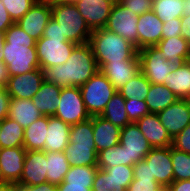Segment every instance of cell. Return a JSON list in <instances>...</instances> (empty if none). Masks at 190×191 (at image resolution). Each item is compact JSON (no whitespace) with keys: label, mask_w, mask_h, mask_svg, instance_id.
<instances>
[{"label":"cell","mask_w":190,"mask_h":191,"mask_svg":"<svg viewBox=\"0 0 190 191\" xmlns=\"http://www.w3.org/2000/svg\"><path fill=\"white\" fill-rule=\"evenodd\" d=\"M99 71L89 43L77 45L64 64L44 70L45 80L60 88L80 87Z\"/></svg>","instance_id":"obj_1"},{"label":"cell","mask_w":190,"mask_h":191,"mask_svg":"<svg viewBox=\"0 0 190 191\" xmlns=\"http://www.w3.org/2000/svg\"><path fill=\"white\" fill-rule=\"evenodd\" d=\"M2 60L10 76L26 74L40 68L37 58L36 40L16 23L5 32Z\"/></svg>","instance_id":"obj_2"},{"label":"cell","mask_w":190,"mask_h":191,"mask_svg":"<svg viewBox=\"0 0 190 191\" xmlns=\"http://www.w3.org/2000/svg\"><path fill=\"white\" fill-rule=\"evenodd\" d=\"M89 44L98 68L108 62L130 60L138 53L135 45L106 28L92 30Z\"/></svg>","instance_id":"obj_3"},{"label":"cell","mask_w":190,"mask_h":191,"mask_svg":"<svg viewBox=\"0 0 190 191\" xmlns=\"http://www.w3.org/2000/svg\"><path fill=\"white\" fill-rule=\"evenodd\" d=\"M51 12L68 41L76 45L89 43L92 30L75 4H51Z\"/></svg>","instance_id":"obj_4"},{"label":"cell","mask_w":190,"mask_h":191,"mask_svg":"<svg viewBox=\"0 0 190 191\" xmlns=\"http://www.w3.org/2000/svg\"><path fill=\"white\" fill-rule=\"evenodd\" d=\"M85 108L91 117L100 116L117 90L99 70L90 80L79 87Z\"/></svg>","instance_id":"obj_5"},{"label":"cell","mask_w":190,"mask_h":191,"mask_svg":"<svg viewBox=\"0 0 190 191\" xmlns=\"http://www.w3.org/2000/svg\"><path fill=\"white\" fill-rule=\"evenodd\" d=\"M77 45L62 38H40L36 41L37 58L40 68H47L64 64Z\"/></svg>","instance_id":"obj_6"},{"label":"cell","mask_w":190,"mask_h":191,"mask_svg":"<svg viewBox=\"0 0 190 191\" xmlns=\"http://www.w3.org/2000/svg\"><path fill=\"white\" fill-rule=\"evenodd\" d=\"M59 97L60 103L57 106L55 117L69 125L77 124L91 118L85 108L79 87L62 88Z\"/></svg>","instance_id":"obj_7"},{"label":"cell","mask_w":190,"mask_h":191,"mask_svg":"<svg viewBox=\"0 0 190 191\" xmlns=\"http://www.w3.org/2000/svg\"><path fill=\"white\" fill-rule=\"evenodd\" d=\"M138 15L126 8L121 2H114L104 28L122 36L135 45L138 50Z\"/></svg>","instance_id":"obj_8"},{"label":"cell","mask_w":190,"mask_h":191,"mask_svg":"<svg viewBox=\"0 0 190 191\" xmlns=\"http://www.w3.org/2000/svg\"><path fill=\"white\" fill-rule=\"evenodd\" d=\"M140 71L152 84H164L167 75L174 71L175 66L163 58L156 46H148L138 50Z\"/></svg>","instance_id":"obj_9"},{"label":"cell","mask_w":190,"mask_h":191,"mask_svg":"<svg viewBox=\"0 0 190 191\" xmlns=\"http://www.w3.org/2000/svg\"><path fill=\"white\" fill-rule=\"evenodd\" d=\"M51 18V3L48 0H38L16 24L38 41L43 37L44 30Z\"/></svg>","instance_id":"obj_10"},{"label":"cell","mask_w":190,"mask_h":191,"mask_svg":"<svg viewBox=\"0 0 190 191\" xmlns=\"http://www.w3.org/2000/svg\"><path fill=\"white\" fill-rule=\"evenodd\" d=\"M144 160L149 164L150 175L163 188H167L174 181L171 146L152 148Z\"/></svg>","instance_id":"obj_11"},{"label":"cell","mask_w":190,"mask_h":191,"mask_svg":"<svg viewBox=\"0 0 190 191\" xmlns=\"http://www.w3.org/2000/svg\"><path fill=\"white\" fill-rule=\"evenodd\" d=\"M119 143L125 147L127 161H131V166L143 160L152 149L136 123L121 129Z\"/></svg>","instance_id":"obj_12"},{"label":"cell","mask_w":190,"mask_h":191,"mask_svg":"<svg viewBox=\"0 0 190 191\" xmlns=\"http://www.w3.org/2000/svg\"><path fill=\"white\" fill-rule=\"evenodd\" d=\"M44 80V71L41 68H36L26 74L10 76L5 89L10 97L32 99Z\"/></svg>","instance_id":"obj_13"},{"label":"cell","mask_w":190,"mask_h":191,"mask_svg":"<svg viewBox=\"0 0 190 191\" xmlns=\"http://www.w3.org/2000/svg\"><path fill=\"white\" fill-rule=\"evenodd\" d=\"M157 116L173 139L190 124V103L188 99H178L175 103L157 113Z\"/></svg>","instance_id":"obj_14"},{"label":"cell","mask_w":190,"mask_h":191,"mask_svg":"<svg viewBox=\"0 0 190 191\" xmlns=\"http://www.w3.org/2000/svg\"><path fill=\"white\" fill-rule=\"evenodd\" d=\"M26 152L23 146L0 148V172L5 184L15 186L20 182Z\"/></svg>","instance_id":"obj_15"},{"label":"cell","mask_w":190,"mask_h":191,"mask_svg":"<svg viewBox=\"0 0 190 191\" xmlns=\"http://www.w3.org/2000/svg\"><path fill=\"white\" fill-rule=\"evenodd\" d=\"M99 70L118 91L140 72L139 55L137 53L132 59L126 61L108 62L102 65Z\"/></svg>","instance_id":"obj_16"},{"label":"cell","mask_w":190,"mask_h":191,"mask_svg":"<svg viewBox=\"0 0 190 191\" xmlns=\"http://www.w3.org/2000/svg\"><path fill=\"white\" fill-rule=\"evenodd\" d=\"M46 151L27 150L20 182L17 185H39L47 182Z\"/></svg>","instance_id":"obj_17"},{"label":"cell","mask_w":190,"mask_h":191,"mask_svg":"<svg viewBox=\"0 0 190 191\" xmlns=\"http://www.w3.org/2000/svg\"><path fill=\"white\" fill-rule=\"evenodd\" d=\"M114 0H82L76 4L79 13L91 30L104 28Z\"/></svg>","instance_id":"obj_18"},{"label":"cell","mask_w":190,"mask_h":191,"mask_svg":"<svg viewBox=\"0 0 190 191\" xmlns=\"http://www.w3.org/2000/svg\"><path fill=\"white\" fill-rule=\"evenodd\" d=\"M135 123L152 148L172 146V138L159 121L157 114L149 113Z\"/></svg>","instance_id":"obj_19"},{"label":"cell","mask_w":190,"mask_h":191,"mask_svg":"<svg viewBox=\"0 0 190 191\" xmlns=\"http://www.w3.org/2000/svg\"><path fill=\"white\" fill-rule=\"evenodd\" d=\"M163 22L153 11L138 16V50L156 46L162 39Z\"/></svg>","instance_id":"obj_20"},{"label":"cell","mask_w":190,"mask_h":191,"mask_svg":"<svg viewBox=\"0 0 190 191\" xmlns=\"http://www.w3.org/2000/svg\"><path fill=\"white\" fill-rule=\"evenodd\" d=\"M71 125L55 116H48L44 151L65 152L69 143Z\"/></svg>","instance_id":"obj_21"},{"label":"cell","mask_w":190,"mask_h":191,"mask_svg":"<svg viewBox=\"0 0 190 191\" xmlns=\"http://www.w3.org/2000/svg\"><path fill=\"white\" fill-rule=\"evenodd\" d=\"M121 128L101 116H93V138L97 152L119 144Z\"/></svg>","instance_id":"obj_22"},{"label":"cell","mask_w":190,"mask_h":191,"mask_svg":"<svg viewBox=\"0 0 190 191\" xmlns=\"http://www.w3.org/2000/svg\"><path fill=\"white\" fill-rule=\"evenodd\" d=\"M156 47L163 58L175 67L190 60V44L182 36L161 39Z\"/></svg>","instance_id":"obj_23"},{"label":"cell","mask_w":190,"mask_h":191,"mask_svg":"<svg viewBox=\"0 0 190 191\" xmlns=\"http://www.w3.org/2000/svg\"><path fill=\"white\" fill-rule=\"evenodd\" d=\"M61 90L62 88L54 83L44 80L31 100L43 116H54L60 103Z\"/></svg>","instance_id":"obj_24"},{"label":"cell","mask_w":190,"mask_h":191,"mask_svg":"<svg viewBox=\"0 0 190 191\" xmlns=\"http://www.w3.org/2000/svg\"><path fill=\"white\" fill-rule=\"evenodd\" d=\"M43 116L31 99H18L10 97L8 116L15 120L24 129L35 120Z\"/></svg>","instance_id":"obj_25"},{"label":"cell","mask_w":190,"mask_h":191,"mask_svg":"<svg viewBox=\"0 0 190 191\" xmlns=\"http://www.w3.org/2000/svg\"><path fill=\"white\" fill-rule=\"evenodd\" d=\"M164 85L172 91L179 99L190 97V60L184 61L169 73Z\"/></svg>","instance_id":"obj_26"},{"label":"cell","mask_w":190,"mask_h":191,"mask_svg":"<svg viewBox=\"0 0 190 191\" xmlns=\"http://www.w3.org/2000/svg\"><path fill=\"white\" fill-rule=\"evenodd\" d=\"M65 154L70 166H97L95 144L68 143Z\"/></svg>","instance_id":"obj_27"},{"label":"cell","mask_w":190,"mask_h":191,"mask_svg":"<svg viewBox=\"0 0 190 191\" xmlns=\"http://www.w3.org/2000/svg\"><path fill=\"white\" fill-rule=\"evenodd\" d=\"M179 98L164 84H152L149 88L145 102L150 113H159Z\"/></svg>","instance_id":"obj_28"},{"label":"cell","mask_w":190,"mask_h":191,"mask_svg":"<svg viewBox=\"0 0 190 191\" xmlns=\"http://www.w3.org/2000/svg\"><path fill=\"white\" fill-rule=\"evenodd\" d=\"M48 116H41L24 129L23 147L29 151H44Z\"/></svg>","instance_id":"obj_29"},{"label":"cell","mask_w":190,"mask_h":191,"mask_svg":"<svg viewBox=\"0 0 190 191\" xmlns=\"http://www.w3.org/2000/svg\"><path fill=\"white\" fill-rule=\"evenodd\" d=\"M46 161L47 182L55 185L61 184L70 168L65 152L46 151Z\"/></svg>","instance_id":"obj_30"},{"label":"cell","mask_w":190,"mask_h":191,"mask_svg":"<svg viewBox=\"0 0 190 191\" xmlns=\"http://www.w3.org/2000/svg\"><path fill=\"white\" fill-rule=\"evenodd\" d=\"M100 116L121 129L131 123L126 112L125 98L118 91L107 103Z\"/></svg>","instance_id":"obj_31"},{"label":"cell","mask_w":190,"mask_h":191,"mask_svg":"<svg viewBox=\"0 0 190 191\" xmlns=\"http://www.w3.org/2000/svg\"><path fill=\"white\" fill-rule=\"evenodd\" d=\"M24 128L15 120L6 117L1 121L0 148L23 146Z\"/></svg>","instance_id":"obj_32"},{"label":"cell","mask_w":190,"mask_h":191,"mask_svg":"<svg viewBox=\"0 0 190 191\" xmlns=\"http://www.w3.org/2000/svg\"><path fill=\"white\" fill-rule=\"evenodd\" d=\"M120 164L131 165V161H127L125 147L120 143L97 154V166L100 169H107Z\"/></svg>","instance_id":"obj_33"},{"label":"cell","mask_w":190,"mask_h":191,"mask_svg":"<svg viewBox=\"0 0 190 191\" xmlns=\"http://www.w3.org/2000/svg\"><path fill=\"white\" fill-rule=\"evenodd\" d=\"M183 0H153V12L163 22L183 16Z\"/></svg>","instance_id":"obj_34"},{"label":"cell","mask_w":190,"mask_h":191,"mask_svg":"<svg viewBox=\"0 0 190 191\" xmlns=\"http://www.w3.org/2000/svg\"><path fill=\"white\" fill-rule=\"evenodd\" d=\"M151 83L140 71L133 79L129 80L118 92L125 99H136L138 98L145 100Z\"/></svg>","instance_id":"obj_35"},{"label":"cell","mask_w":190,"mask_h":191,"mask_svg":"<svg viewBox=\"0 0 190 191\" xmlns=\"http://www.w3.org/2000/svg\"><path fill=\"white\" fill-rule=\"evenodd\" d=\"M132 181H119L103 169L98 168L92 191H126Z\"/></svg>","instance_id":"obj_36"},{"label":"cell","mask_w":190,"mask_h":191,"mask_svg":"<svg viewBox=\"0 0 190 191\" xmlns=\"http://www.w3.org/2000/svg\"><path fill=\"white\" fill-rule=\"evenodd\" d=\"M98 166H70L61 184H93Z\"/></svg>","instance_id":"obj_37"},{"label":"cell","mask_w":190,"mask_h":191,"mask_svg":"<svg viewBox=\"0 0 190 191\" xmlns=\"http://www.w3.org/2000/svg\"><path fill=\"white\" fill-rule=\"evenodd\" d=\"M69 143L95 144L93 138V117L71 125Z\"/></svg>","instance_id":"obj_38"},{"label":"cell","mask_w":190,"mask_h":191,"mask_svg":"<svg viewBox=\"0 0 190 191\" xmlns=\"http://www.w3.org/2000/svg\"><path fill=\"white\" fill-rule=\"evenodd\" d=\"M174 181L190 180V154L171 146Z\"/></svg>","instance_id":"obj_39"},{"label":"cell","mask_w":190,"mask_h":191,"mask_svg":"<svg viewBox=\"0 0 190 191\" xmlns=\"http://www.w3.org/2000/svg\"><path fill=\"white\" fill-rule=\"evenodd\" d=\"M11 19L17 23L38 0H1Z\"/></svg>","instance_id":"obj_40"},{"label":"cell","mask_w":190,"mask_h":191,"mask_svg":"<svg viewBox=\"0 0 190 191\" xmlns=\"http://www.w3.org/2000/svg\"><path fill=\"white\" fill-rule=\"evenodd\" d=\"M125 106L131 123L137 122L140 118L150 113L148 106L143 99H125Z\"/></svg>","instance_id":"obj_41"},{"label":"cell","mask_w":190,"mask_h":191,"mask_svg":"<svg viewBox=\"0 0 190 191\" xmlns=\"http://www.w3.org/2000/svg\"><path fill=\"white\" fill-rule=\"evenodd\" d=\"M107 174H111L119 181H133L134 172L131 165H116L107 169H103Z\"/></svg>","instance_id":"obj_42"},{"label":"cell","mask_w":190,"mask_h":191,"mask_svg":"<svg viewBox=\"0 0 190 191\" xmlns=\"http://www.w3.org/2000/svg\"><path fill=\"white\" fill-rule=\"evenodd\" d=\"M121 3L138 16L153 11V0H123Z\"/></svg>","instance_id":"obj_43"},{"label":"cell","mask_w":190,"mask_h":191,"mask_svg":"<svg viewBox=\"0 0 190 191\" xmlns=\"http://www.w3.org/2000/svg\"><path fill=\"white\" fill-rule=\"evenodd\" d=\"M164 188L151 179L133 180L126 191H162Z\"/></svg>","instance_id":"obj_44"},{"label":"cell","mask_w":190,"mask_h":191,"mask_svg":"<svg viewBox=\"0 0 190 191\" xmlns=\"http://www.w3.org/2000/svg\"><path fill=\"white\" fill-rule=\"evenodd\" d=\"M172 147L190 154V124L172 139Z\"/></svg>","instance_id":"obj_45"},{"label":"cell","mask_w":190,"mask_h":191,"mask_svg":"<svg viewBox=\"0 0 190 191\" xmlns=\"http://www.w3.org/2000/svg\"><path fill=\"white\" fill-rule=\"evenodd\" d=\"M162 39L181 36V18L163 23Z\"/></svg>","instance_id":"obj_46"},{"label":"cell","mask_w":190,"mask_h":191,"mask_svg":"<svg viewBox=\"0 0 190 191\" xmlns=\"http://www.w3.org/2000/svg\"><path fill=\"white\" fill-rule=\"evenodd\" d=\"M133 172H134V180H141V179L155 180V178L150 175L149 164L144 159L133 165Z\"/></svg>","instance_id":"obj_47"},{"label":"cell","mask_w":190,"mask_h":191,"mask_svg":"<svg viewBox=\"0 0 190 191\" xmlns=\"http://www.w3.org/2000/svg\"><path fill=\"white\" fill-rule=\"evenodd\" d=\"M12 191H57V185L45 182L39 185H15Z\"/></svg>","instance_id":"obj_48"},{"label":"cell","mask_w":190,"mask_h":191,"mask_svg":"<svg viewBox=\"0 0 190 191\" xmlns=\"http://www.w3.org/2000/svg\"><path fill=\"white\" fill-rule=\"evenodd\" d=\"M43 37L67 39L65 36H63L62 31L60 30V26L53 18H51L50 21L47 23V26L43 33Z\"/></svg>","instance_id":"obj_49"},{"label":"cell","mask_w":190,"mask_h":191,"mask_svg":"<svg viewBox=\"0 0 190 191\" xmlns=\"http://www.w3.org/2000/svg\"><path fill=\"white\" fill-rule=\"evenodd\" d=\"M10 95L5 88H0V122L8 116Z\"/></svg>","instance_id":"obj_50"},{"label":"cell","mask_w":190,"mask_h":191,"mask_svg":"<svg viewBox=\"0 0 190 191\" xmlns=\"http://www.w3.org/2000/svg\"><path fill=\"white\" fill-rule=\"evenodd\" d=\"M14 22L11 19L4 3L0 0V31L6 32Z\"/></svg>","instance_id":"obj_51"},{"label":"cell","mask_w":190,"mask_h":191,"mask_svg":"<svg viewBox=\"0 0 190 191\" xmlns=\"http://www.w3.org/2000/svg\"><path fill=\"white\" fill-rule=\"evenodd\" d=\"M93 184H58L57 191H92Z\"/></svg>","instance_id":"obj_52"},{"label":"cell","mask_w":190,"mask_h":191,"mask_svg":"<svg viewBox=\"0 0 190 191\" xmlns=\"http://www.w3.org/2000/svg\"><path fill=\"white\" fill-rule=\"evenodd\" d=\"M181 36L190 44V15L181 17Z\"/></svg>","instance_id":"obj_53"},{"label":"cell","mask_w":190,"mask_h":191,"mask_svg":"<svg viewBox=\"0 0 190 191\" xmlns=\"http://www.w3.org/2000/svg\"><path fill=\"white\" fill-rule=\"evenodd\" d=\"M167 191H190V180L173 181Z\"/></svg>","instance_id":"obj_54"},{"label":"cell","mask_w":190,"mask_h":191,"mask_svg":"<svg viewBox=\"0 0 190 191\" xmlns=\"http://www.w3.org/2000/svg\"><path fill=\"white\" fill-rule=\"evenodd\" d=\"M10 78L7 66L0 62V88H5L7 86L8 80Z\"/></svg>","instance_id":"obj_55"},{"label":"cell","mask_w":190,"mask_h":191,"mask_svg":"<svg viewBox=\"0 0 190 191\" xmlns=\"http://www.w3.org/2000/svg\"><path fill=\"white\" fill-rule=\"evenodd\" d=\"M51 4H77L82 0H48Z\"/></svg>","instance_id":"obj_56"},{"label":"cell","mask_w":190,"mask_h":191,"mask_svg":"<svg viewBox=\"0 0 190 191\" xmlns=\"http://www.w3.org/2000/svg\"><path fill=\"white\" fill-rule=\"evenodd\" d=\"M4 43H5V32L0 31V62H3L2 50L4 49Z\"/></svg>","instance_id":"obj_57"},{"label":"cell","mask_w":190,"mask_h":191,"mask_svg":"<svg viewBox=\"0 0 190 191\" xmlns=\"http://www.w3.org/2000/svg\"><path fill=\"white\" fill-rule=\"evenodd\" d=\"M183 15H190V0H184Z\"/></svg>","instance_id":"obj_58"},{"label":"cell","mask_w":190,"mask_h":191,"mask_svg":"<svg viewBox=\"0 0 190 191\" xmlns=\"http://www.w3.org/2000/svg\"><path fill=\"white\" fill-rule=\"evenodd\" d=\"M0 191H12V186H10V185H0Z\"/></svg>","instance_id":"obj_59"},{"label":"cell","mask_w":190,"mask_h":191,"mask_svg":"<svg viewBox=\"0 0 190 191\" xmlns=\"http://www.w3.org/2000/svg\"><path fill=\"white\" fill-rule=\"evenodd\" d=\"M0 185H8V184L4 183V180H3V177L1 175V172H0Z\"/></svg>","instance_id":"obj_60"},{"label":"cell","mask_w":190,"mask_h":191,"mask_svg":"<svg viewBox=\"0 0 190 191\" xmlns=\"http://www.w3.org/2000/svg\"><path fill=\"white\" fill-rule=\"evenodd\" d=\"M121 1H123V0H114V2H121Z\"/></svg>","instance_id":"obj_61"}]
</instances>
